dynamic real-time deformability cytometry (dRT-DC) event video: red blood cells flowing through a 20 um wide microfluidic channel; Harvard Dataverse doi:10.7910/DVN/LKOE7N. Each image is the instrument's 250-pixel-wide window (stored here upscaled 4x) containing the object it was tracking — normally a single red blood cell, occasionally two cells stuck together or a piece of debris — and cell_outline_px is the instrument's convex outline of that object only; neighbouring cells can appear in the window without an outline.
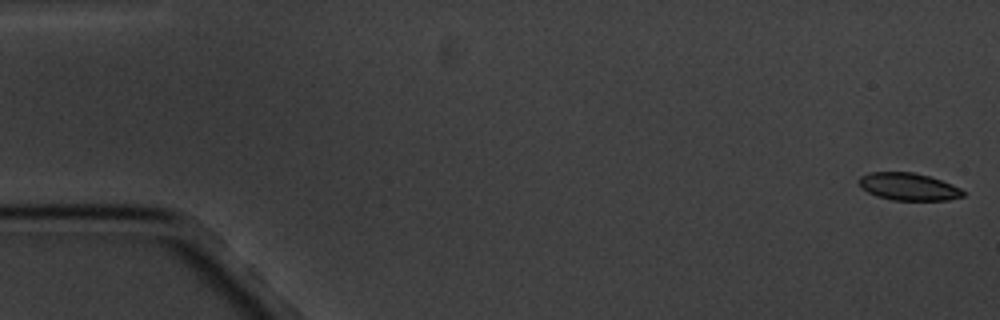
{"species": "common noctule bat (a hibernating species)", "species_latin": "Nyctalus noctula", "temperature_condition": "cold", "stored_images_in_passage": 6, "camera_frame_rate_fps": 3000, "um_per_image_px": 0.085, "animal": {"sex": "male", "body_mass_g": 20.1, "forearm_length_mm": 53.5}, "frame": {"image": 1, "passage_image": 1, "time_ms": 0.0, "image_size_px": [1000, 320], "cell_outline_px": [[964, 196], [948, 200], [892, 200], [876, 196], [860, 188], [860, 176], [868, 172], [912, 172], [928, 176], [952, 184], [960, 188], [964, 192]], "centroid_in_image_um": [77.2, 15.87], "position_along_channel_um": 7.8, "area_um2": 16.59}}
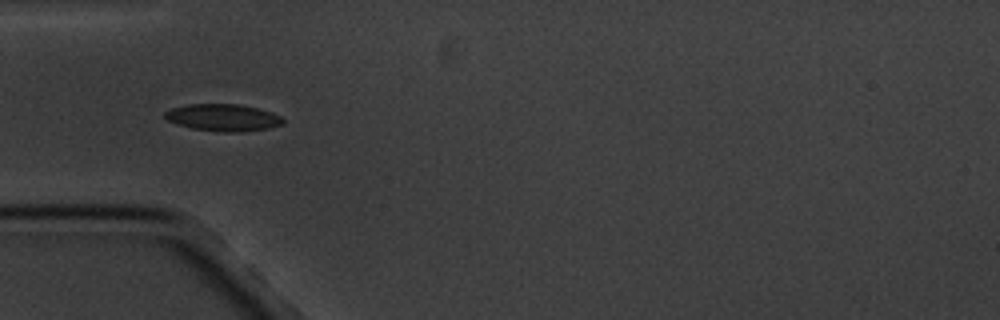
{"frame": {"image": 2, "passage_image": 5, "time_ms": 5.667, "image_size_px": [1000, 320], "cell_outline_px": [[284, 124], [268, 128], [240, 132], [224, 132], [192, 128], [176, 124], [168, 120], [164, 116], [164, 112], [172, 108], [188, 104], [240, 104], [272, 112], [280, 116], [284, 120]], "centroid_in_image_um": [18.96, 9.99], "position_along_channel_um": 66.0, "area_um2": 18.55}}
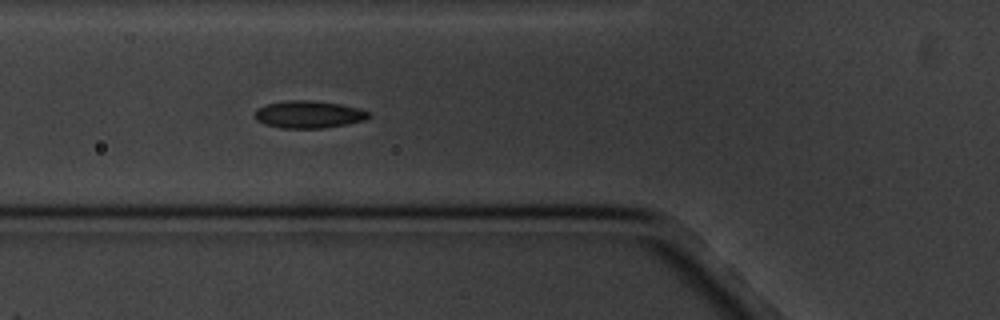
{"frame": {"image": 3, "passage_image": 6, "time_ms": 6.667, "image_size_px": [1000, 320], "cell_outline_px": [[372, 116], [364, 120], [348, 124], [324, 128], [280, 128], [264, 124], [256, 120], [256, 108], [268, 104], [284, 100], [312, 100], [340, 104], [360, 108], [372, 112]], "centroid_in_image_um": [26.28, 9.72], "position_along_channel_um": 99.5, "area_um2": 18.38}}